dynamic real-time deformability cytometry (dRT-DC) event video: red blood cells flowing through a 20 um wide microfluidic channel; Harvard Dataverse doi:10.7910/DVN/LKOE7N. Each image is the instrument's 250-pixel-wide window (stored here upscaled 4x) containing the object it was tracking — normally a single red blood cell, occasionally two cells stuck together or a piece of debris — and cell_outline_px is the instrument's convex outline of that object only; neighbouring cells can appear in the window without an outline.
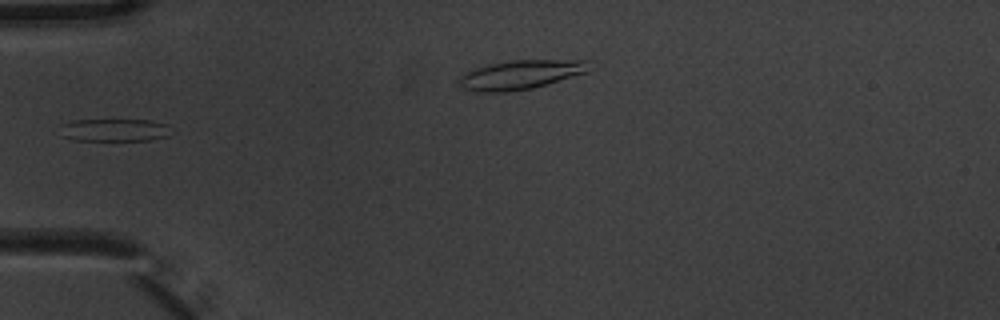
{"species": "common noctule bat (a hibernating species)", "species_latin": "Nyctalus noctula", "temperature_condition": "warm", "stored_images_in_passage": 7, "camera_frame_rate_fps": 3000, "um_per_image_px": 0.085, "animal": {"sex": "male", "body_mass_g": 20.1, "forearm_length_mm": 53.5}, "frame": {"image": 1, "passage_image": 6, "time_ms": 1.667, "image_size_px": [1000, 320], "cell_outline_px": [[168, 136], [148, 140], [72, 140], [64, 136], [60, 124], [72, 120], [148, 120], [168, 124]], "centroid_in_image_um": [9.7, 11.05], "position_along_channel_um": 75.3, "area_um2": 14.45}}